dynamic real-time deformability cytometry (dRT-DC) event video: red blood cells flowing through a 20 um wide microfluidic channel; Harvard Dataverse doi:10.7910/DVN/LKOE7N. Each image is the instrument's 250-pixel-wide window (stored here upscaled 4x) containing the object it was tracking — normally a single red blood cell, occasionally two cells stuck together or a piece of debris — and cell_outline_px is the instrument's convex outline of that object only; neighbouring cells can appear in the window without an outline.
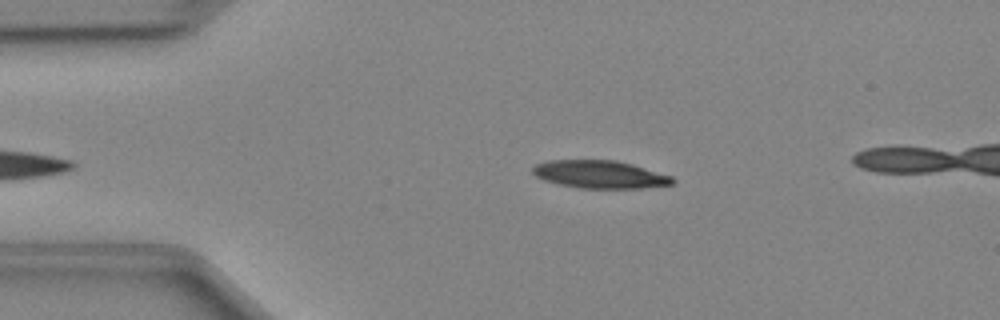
{"species": "Egyptian fruit bat (a non-hibernating species)", "species_latin": "Rousettus aegyptiacus", "temperature_condition": "cold", "stored_images_in_passage": 35, "camera_frame_rate_fps": 3000, "um_per_image_px": 0.085, "animal": {"sex": "female"}, "frame": {"image": 1, "passage_image": 2, "time_ms": 0.333, "image_size_px": [1000, 320], "cell_outline_px": [[676, 180], [672, 184], [644, 188], [580, 188], [560, 184], [544, 180], [536, 176], [532, 172], [532, 168], [536, 164], [548, 160], [616, 160], [632, 164], [672, 176]], "centroid_in_image_um": [51.0, 14.82], "position_along_channel_um": 34.0, "area_um2": 22.6}}
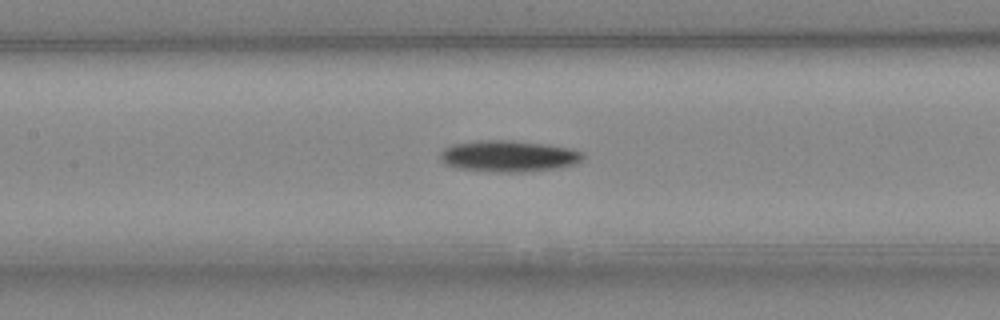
{"frame": {"image": 2, "passage_image": 14, "time_ms": 4.333, "image_size_px": [1000, 320], "cell_outline_px": [[584, 156], [576, 164], [556, 168], [524, 172], [496, 172], [456, 168], [444, 164], [440, 160], [440, 152], [444, 148], [452, 144], [480, 140], [512, 140], [544, 144], [572, 148], [584, 152]], "centroid_in_image_um": [43.21, 13.27], "position_along_channel_um": 164.2, "area_um2": 26.3}}
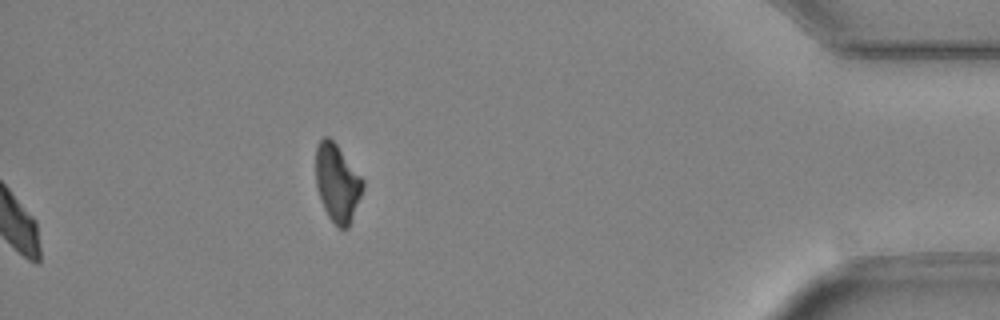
{"frame": {"image": 3, "passage_image": 35, "time_ms": 11.333, "image_size_px": [1000, 320], "cell_outline_px": [[364, 188], [348, 228], [340, 228], [328, 216], [324, 208], [316, 184], [316, 148], [320, 140], [324, 136], [328, 136], [336, 144], [364, 180]], "centroid_in_image_um": [28.67, 15.53], "position_along_channel_um": 406.5, "area_um2": 20.98}}